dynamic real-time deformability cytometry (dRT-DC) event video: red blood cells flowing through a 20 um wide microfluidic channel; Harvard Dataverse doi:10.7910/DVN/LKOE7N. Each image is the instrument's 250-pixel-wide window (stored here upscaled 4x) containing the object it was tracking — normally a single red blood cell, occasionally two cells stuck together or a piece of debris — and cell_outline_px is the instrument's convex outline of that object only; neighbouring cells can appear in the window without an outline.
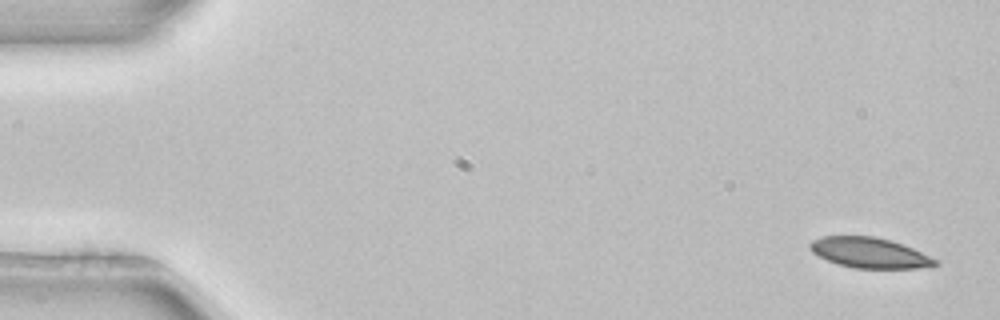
{"species": "common noctule bat (a hibernating species)", "species_latin": "Nyctalus noctula", "temperature_condition": "room temperature", "stored_images_in_passage": 5, "segment_of_instrument_passage": [2, 2], "camera_frame_rate_fps": 3000, "um_per_image_px": 0.085, "animal": {"sex": "female", "body_mass_g": 22.7, "forearm_length_mm": 54.2}, "frame": {"image": 1, "passage_image": 5, "time_ms": 1.333, "image_size_px": [1000, 320], "cell_outline_px": [[940, 264], [932, 268], [856, 268], [836, 264], [812, 252], [808, 244], [812, 240], [824, 236], [872, 236], [892, 240], [904, 244], [940, 260]], "centroid_in_image_um": [74.0, 21.49], "position_along_channel_um": 11.0, "area_um2": 22.48}}